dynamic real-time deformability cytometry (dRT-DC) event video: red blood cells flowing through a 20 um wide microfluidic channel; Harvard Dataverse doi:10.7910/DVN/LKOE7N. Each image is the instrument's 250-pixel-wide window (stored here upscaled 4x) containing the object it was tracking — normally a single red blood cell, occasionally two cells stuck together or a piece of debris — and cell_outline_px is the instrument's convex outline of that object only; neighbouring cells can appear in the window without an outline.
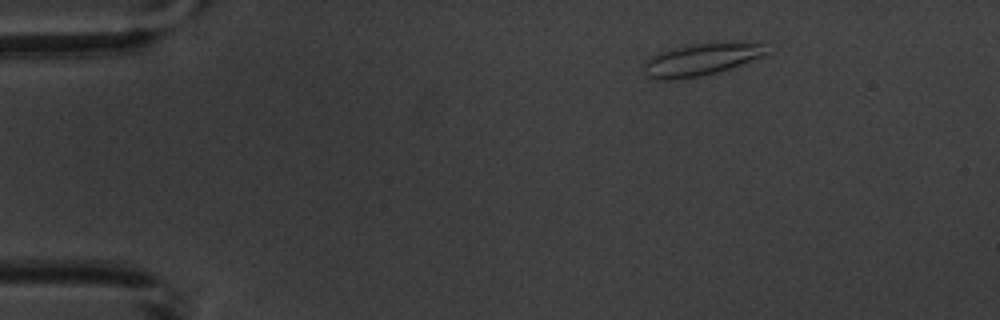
{"species": "common noctule bat (a hibernating species)", "species_latin": "Nyctalus noctula", "temperature_condition": "warm", "stored_images_in_passage": 5, "camera_frame_rate_fps": 3000, "um_per_image_px": 0.085, "animal": {"sex": "male", "body_mass_g": 20.1, "forearm_length_mm": 53.5}, "frame": {"image": 1, "passage_image": 1, "time_ms": 0.0, "image_size_px": [1000, 320], "cell_outline_px": [[768, 52], [764, 56], [716, 72], [700, 76], [672, 80], [656, 80], [648, 76], [644, 72], [644, 60], [648, 56], [656, 52], [688, 44], [724, 40], [764, 40]], "centroid_in_image_um": [59.66, 4.98], "position_along_channel_um": 25.3, "area_um2": 24.28}}
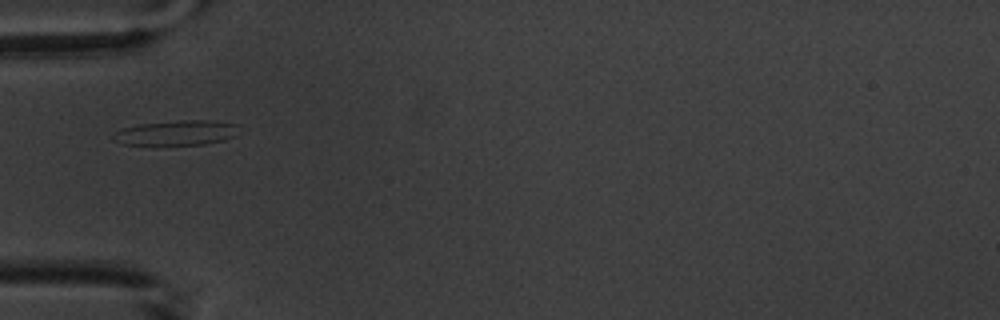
{"frame": {"image": 2, "passage_image": 4, "time_ms": 3.333, "image_size_px": [1000, 320], "cell_outline_px": [[240, 124], [236, 136], [224, 140], [204, 144], [124, 144], [116, 140], [112, 136], [112, 132], [120, 128], [140, 124], [180, 120], [212, 120]], "centroid_in_image_um": [15.05, 11.27], "position_along_channel_um": 70.0, "area_um2": 18.26}}
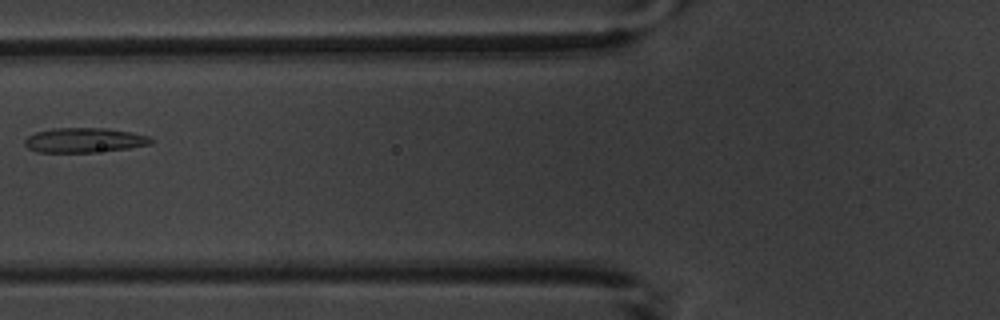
{"frame": {"image": 3, "passage_image": 5, "time_ms": 4.667, "image_size_px": [1000, 320], "cell_outline_px": [[156, 140], [152, 144], [128, 148], [92, 152], [36, 152], [28, 148], [24, 144], [24, 140], [28, 136], [36, 132], [52, 128], [104, 128], [132, 132], [148, 136]], "centroid_in_image_um": [7.17, 11.91], "position_along_channel_um": 118.6, "area_um2": 18.21}}